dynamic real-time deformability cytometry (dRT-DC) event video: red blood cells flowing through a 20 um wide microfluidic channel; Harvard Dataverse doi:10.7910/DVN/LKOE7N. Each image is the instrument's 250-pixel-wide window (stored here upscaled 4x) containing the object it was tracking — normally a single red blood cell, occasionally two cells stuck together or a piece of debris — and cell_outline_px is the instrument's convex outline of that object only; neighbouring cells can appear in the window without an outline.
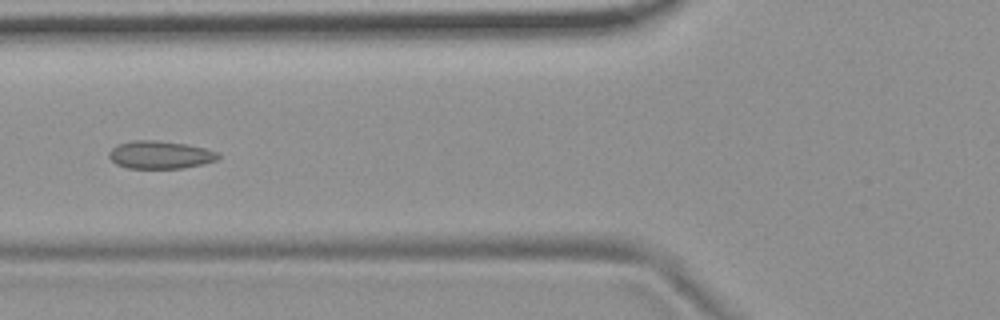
{"species": "common noctule bat (a hibernating species)", "species_latin": "Nyctalus noctula", "temperature_condition": "room temperature", "stored_images_in_passage": 5, "camera_frame_rate_fps": 3000, "um_per_image_px": 0.085, "animal": {"sex": "female", "body_mass_g": 19.9}, "frame": {"image": 1, "passage_image": 5, "time_ms": 1.333, "image_size_px": [1000, 320], "cell_outline_px": [[220, 156], [216, 160], [204, 164], [184, 168], [128, 168], [116, 164], [108, 156], [108, 152], [116, 144], [132, 140], [160, 140], [188, 144], [220, 152]], "centroid_in_image_um": [13.62, 13.15], "position_along_channel_um": 112.2, "area_um2": 17.98}}